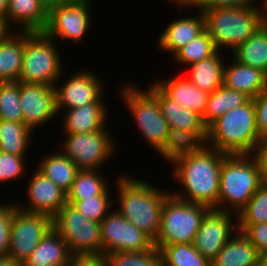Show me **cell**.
Here are the masks:
<instances>
[{
  "instance_id": "8992f818",
  "label": "cell",
  "mask_w": 267,
  "mask_h": 266,
  "mask_svg": "<svg viewBox=\"0 0 267 266\" xmlns=\"http://www.w3.org/2000/svg\"><path fill=\"white\" fill-rule=\"evenodd\" d=\"M56 43L44 32L24 31V54L18 82L54 87L62 80L64 65Z\"/></svg>"
},
{
  "instance_id": "7c38bea8",
  "label": "cell",
  "mask_w": 267,
  "mask_h": 266,
  "mask_svg": "<svg viewBox=\"0 0 267 266\" xmlns=\"http://www.w3.org/2000/svg\"><path fill=\"white\" fill-rule=\"evenodd\" d=\"M53 228V218L46 214L27 213L14 209L8 255L23 264Z\"/></svg>"
},
{
  "instance_id": "83f0119b",
  "label": "cell",
  "mask_w": 267,
  "mask_h": 266,
  "mask_svg": "<svg viewBox=\"0 0 267 266\" xmlns=\"http://www.w3.org/2000/svg\"><path fill=\"white\" fill-rule=\"evenodd\" d=\"M217 51L213 56L190 65L189 75L186 77L201 90L212 93L223 85L224 62Z\"/></svg>"
},
{
  "instance_id": "277c9868",
  "label": "cell",
  "mask_w": 267,
  "mask_h": 266,
  "mask_svg": "<svg viewBox=\"0 0 267 266\" xmlns=\"http://www.w3.org/2000/svg\"><path fill=\"white\" fill-rule=\"evenodd\" d=\"M262 183L260 164L254 154H227L220 171L217 210L237 215Z\"/></svg>"
},
{
  "instance_id": "d6986e66",
  "label": "cell",
  "mask_w": 267,
  "mask_h": 266,
  "mask_svg": "<svg viewBox=\"0 0 267 266\" xmlns=\"http://www.w3.org/2000/svg\"><path fill=\"white\" fill-rule=\"evenodd\" d=\"M107 110L104 101L63 110L65 111L61 120L63 134L90 133L106 128Z\"/></svg>"
},
{
  "instance_id": "ab89813d",
  "label": "cell",
  "mask_w": 267,
  "mask_h": 266,
  "mask_svg": "<svg viewBox=\"0 0 267 266\" xmlns=\"http://www.w3.org/2000/svg\"><path fill=\"white\" fill-rule=\"evenodd\" d=\"M25 157L0 151V183L11 182L22 177L26 169Z\"/></svg>"
},
{
  "instance_id": "1f68e13d",
  "label": "cell",
  "mask_w": 267,
  "mask_h": 266,
  "mask_svg": "<svg viewBox=\"0 0 267 266\" xmlns=\"http://www.w3.org/2000/svg\"><path fill=\"white\" fill-rule=\"evenodd\" d=\"M33 133L23 122L0 119V151L26 156Z\"/></svg>"
},
{
  "instance_id": "ba28073f",
  "label": "cell",
  "mask_w": 267,
  "mask_h": 266,
  "mask_svg": "<svg viewBox=\"0 0 267 266\" xmlns=\"http://www.w3.org/2000/svg\"><path fill=\"white\" fill-rule=\"evenodd\" d=\"M122 86L121 99L131 111L140 134L159 153L164 148L169 126L158 100L148 90L139 89L135 84Z\"/></svg>"
},
{
  "instance_id": "30bf717a",
  "label": "cell",
  "mask_w": 267,
  "mask_h": 266,
  "mask_svg": "<svg viewBox=\"0 0 267 266\" xmlns=\"http://www.w3.org/2000/svg\"><path fill=\"white\" fill-rule=\"evenodd\" d=\"M64 135L66 139H63L60 152L79 170H98L118 151L115 138L107 127L90 133Z\"/></svg>"
},
{
  "instance_id": "ac0fdd59",
  "label": "cell",
  "mask_w": 267,
  "mask_h": 266,
  "mask_svg": "<svg viewBox=\"0 0 267 266\" xmlns=\"http://www.w3.org/2000/svg\"><path fill=\"white\" fill-rule=\"evenodd\" d=\"M172 21L161 32L157 46L164 53H172L173 57L183 46L205 30V19L202 11L198 9L197 16H180Z\"/></svg>"
},
{
  "instance_id": "7dc6e473",
  "label": "cell",
  "mask_w": 267,
  "mask_h": 266,
  "mask_svg": "<svg viewBox=\"0 0 267 266\" xmlns=\"http://www.w3.org/2000/svg\"><path fill=\"white\" fill-rule=\"evenodd\" d=\"M71 0H39L44 9L49 12L52 8L70 2Z\"/></svg>"
},
{
  "instance_id": "603a6c76",
  "label": "cell",
  "mask_w": 267,
  "mask_h": 266,
  "mask_svg": "<svg viewBox=\"0 0 267 266\" xmlns=\"http://www.w3.org/2000/svg\"><path fill=\"white\" fill-rule=\"evenodd\" d=\"M159 102L161 113L169 128L185 131H207L202 116L169 99L154 83L147 89Z\"/></svg>"
},
{
  "instance_id": "f907efd6",
  "label": "cell",
  "mask_w": 267,
  "mask_h": 266,
  "mask_svg": "<svg viewBox=\"0 0 267 266\" xmlns=\"http://www.w3.org/2000/svg\"><path fill=\"white\" fill-rule=\"evenodd\" d=\"M178 6H194L199 0H170Z\"/></svg>"
},
{
  "instance_id": "d6a6232c",
  "label": "cell",
  "mask_w": 267,
  "mask_h": 266,
  "mask_svg": "<svg viewBox=\"0 0 267 266\" xmlns=\"http://www.w3.org/2000/svg\"><path fill=\"white\" fill-rule=\"evenodd\" d=\"M160 251L162 266H212L193 244L155 246Z\"/></svg>"
},
{
  "instance_id": "816d5d0a",
  "label": "cell",
  "mask_w": 267,
  "mask_h": 266,
  "mask_svg": "<svg viewBox=\"0 0 267 266\" xmlns=\"http://www.w3.org/2000/svg\"><path fill=\"white\" fill-rule=\"evenodd\" d=\"M8 5H9V0H0V17L5 18Z\"/></svg>"
},
{
  "instance_id": "b9f144b4",
  "label": "cell",
  "mask_w": 267,
  "mask_h": 266,
  "mask_svg": "<svg viewBox=\"0 0 267 266\" xmlns=\"http://www.w3.org/2000/svg\"><path fill=\"white\" fill-rule=\"evenodd\" d=\"M237 225L238 231L257 248L260 255L267 252V223Z\"/></svg>"
},
{
  "instance_id": "c3c4849f",
  "label": "cell",
  "mask_w": 267,
  "mask_h": 266,
  "mask_svg": "<svg viewBox=\"0 0 267 266\" xmlns=\"http://www.w3.org/2000/svg\"><path fill=\"white\" fill-rule=\"evenodd\" d=\"M0 266H22V264L15 261L10 255L0 256Z\"/></svg>"
},
{
  "instance_id": "4dcf8cb0",
  "label": "cell",
  "mask_w": 267,
  "mask_h": 266,
  "mask_svg": "<svg viewBox=\"0 0 267 266\" xmlns=\"http://www.w3.org/2000/svg\"><path fill=\"white\" fill-rule=\"evenodd\" d=\"M248 99L249 97L244 93L222 85L209 95L207 107L202 116L204 125L208 128L223 114L237 106L243 105Z\"/></svg>"
},
{
  "instance_id": "11a10c76",
  "label": "cell",
  "mask_w": 267,
  "mask_h": 266,
  "mask_svg": "<svg viewBox=\"0 0 267 266\" xmlns=\"http://www.w3.org/2000/svg\"><path fill=\"white\" fill-rule=\"evenodd\" d=\"M257 1H260L261 2V6H264L266 3H267V0H257Z\"/></svg>"
},
{
  "instance_id": "cb8c5ba5",
  "label": "cell",
  "mask_w": 267,
  "mask_h": 266,
  "mask_svg": "<svg viewBox=\"0 0 267 266\" xmlns=\"http://www.w3.org/2000/svg\"><path fill=\"white\" fill-rule=\"evenodd\" d=\"M212 266H260L257 248L238 231L211 261Z\"/></svg>"
},
{
  "instance_id": "836d02e7",
  "label": "cell",
  "mask_w": 267,
  "mask_h": 266,
  "mask_svg": "<svg viewBox=\"0 0 267 266\" xmlns=\"http://www.w3.org/2000/svg\"><path fill=\"white\" fill-rule=\"evenodd\" d=\"M99 170H79L67 192V200H83L101 195L109 186Z\"/></svg>"
},
{
  "instance_id": "8fae6325",
  "label": "cell",
  "mask_w": 267,
  "mask_h": 266,
  "mask_svg": "<svg viewBox=\"0 0 267 266\" xmlns=\"http://www.w3.org/2000/svg\"><path fill=\"white\" fill-rule=\"evenodd\" d=\"M90 0H71L48 12L44 33L54 39L82 42L91 25L92 9ZM91 11V12H90Z\"/></svg>"
},
{
  "instance_id": "74e56055",
  "label": "cell",
  "mask_w": 267,
  "mask_h": 266,
  "mask_svg": "<svg viewBox=\"0 0 267 266\" xmlns=\"http://www.w3.org/2000/svg\"><path fill=\"white\" fill-rule=\"evenodd\" d=\"M0 119L23 122L20 82L0 83Z\"/></svg>"
},
{
  "instance_id": "ffe728a7",
  "label": "cell",
  "mask_w": 267,
  "mask_h": 266,
  "mask_svg": "<svg viewBox=\"0 0 267 266\" xmlns=\"http://www.w3.org/2000/svg\"><path fill=\"white\" fill-rule=\"evenodd\" d=\"M169 78V79H168ZM164 80H157L154 84L171 100L180 106L193 110L203 116L207 107L210 93L201 90L191 83L186 76H173Z\"/></svg>"
},
{
  "instance_id": "7a4b0ae2",
  "label": "cell",
  "mask_w": 267,
  "mask_h": 266,
  "mask_svg": "<svg viewBox=\"0 0 267 266\" xmlns=\"http://www.w3.org/2000/svg\"><path fill=\"white\" fill-rule=\"evenodd\" d=\"M118 177L115 185L120 207L117 211L155 241L160 231L163 204L171 191L160 190L152 183L127 174Z\"/></svg>"
},
{
  "instance_id": "f35d334b",
  "label": "cell",
  "mask_w": 267,
  "mask_h": 266,
  "mask_svg": "<svg viewBox=\"0 0 267 266\" xmlns=\"http://www.w3.org/2000/svg\"><path fill=\"white\" fill-rule=\"evenodd\" d=\"M267 223V184L262 183L247 205L238 212L237 224Z\"/></svg>"
},
{
  "instance_id": "5bb4252c",
  "label": "cell",
  "mask_w": 267,
  "mask_h": 266,
  "mask_svg": "<svg viewBox=\"0 0 267 266\" xmlns=\"http://www.w3.org/2000/svg\"><path fill=\"white\" fill-rule=\"evenodd\" d=\"M233 214L235 213L214 208L207 212L192 243L203 257L212 261L238 232L237 215ZM233 219L236 220V225L233 224Z\"/></svg>"
},
{
  "instance_id": "2e32d148",
  "label": "cell",
  "mask_w": 267,
  "mask_h": 266,
  "mask_svg": "<svg viewBox=\"0 0 267 266\" xmlns=\"http://www.w3.org/2000/svg\"><path fill=\"white\" fill-rule=\"evenodd\" d=\"M20 104L23 123L34 131L58 115L52 86L20 82Z\"/></svg>"
},
{
  "instance_id": "9c48e42d",
  "label": "cell",
  "mask_w": 267,
  "mask_h": 266,
  "mask_svg": "<svg viewBox=\"0 0 267 266\" xmlns=\"http://www.w3.org/2000/svg\"><path fill=\"white\" fill-rule=\"evenodd\" d=\"M53 229L66 241L71 255H102L101 225L66 203L53 217Z\"/></svg>"
},
{
  "instance_id": "8d00e7d4",
  "label": "cell",
  "mask_w": 267,
  "mask_h": 266,
  "mask_svg": "<svg viewBox=\"0 0 267 266\" xmlns=\"http://www.w3.org/2000/svg\"><path fill=\"white\" fill-rule=\"evenodd\" d=\"M110 190L107 188L101 195L83 200H67L68 204L74 206L86 219L100 223L111 211L115 199L110 197Z\"/></svg>"
},
{
  "instance_id": "4316f807",
  "label": "cell",
  "mask_w": 267,
  "mask_h": 266,
  "mask_svg": "<svg viewBox=\"0 0 267 266\" xmlns=\"http://www.w3.org/2000/svg\"><path fill=\"white\" fill-rule=\"evenodd\" d=\"M207 140V131H185L169 128L164 148L158 153L170 164L177 158L200 151Z\"/></svg>"
},
{
  "instance_id": "f6af8a7d",
  "label": "cell",
  "mask_w": 267,
  "mask_h": 266,
  "mask_svg": "<svg viewBox=\"0 0 267 266\" xmlns=\"http://www.w3.org/2000/svg\"><path fill=\"white\" fill-rule=\"evenodd\" d=\"M65 266H106L102 255H72Z\"/></svg>"
},
{
  "instance_id": "f546056e",
  "label": "cell",
  "mask_w": 267,
  "mask_h": 266,
  "mask_svg": "<svg viewBox=\"0 0 267 266\" xmlns=\"http://www.w3.org/2000/svg\"><path fill=\"white\" fill-rule=\"evenodd\" d=\"M36 169L66 193L71 189L79 168L61 152L44 156Z\"/></svg>"
},
{
  "instance_id": "44dd1931",
  "label": "cell",
  "mask_w": 267,
  "mask_h": 266,
  "mask_svg": "<svg viewBox=\"0 0 267 266\" xmlns=\"http://www.w3.org/2000/svg\"><path fill=\"white\" fill-rule=\"evenodd\" d=\"M223 85L253 99L267 88V75L259 69L233 60L231 64L226 63L224 66Z\"/></svg>"
},
{
  "instance_id": "7bdbcfd3",
  "label": "cell",
  "mask_w": 267,
  "mask_h": 266,
  "mask_svg": "<svg viewBox=\"0 0 267 266\" xmlns=\"http://www.w3.org/2000/svg\"><path fill=\"white\" fill-rule=\"evenodd\" d=\"M252 100L255 106V120L258 135L263 140L267 136V88Z\"/></svg>"
},
{
  "instance_id": "5b68a950",
  "label": "cell",
  "mask_w": 267,
  "mask_h": 266,
  "mask_svg": "<svg viewBox=\"0 0 267 266\" xmlns=\"http://www.w3.org/2000/svg\"><path fill=\"white\" fill-rule=\"evenodd\" d=\"M222 7L202 10L205 30L209 33L218 51L229 48L232 52L247 41L267 19L263 6Z\"/></svg>"
},
{
  "instance_id": "484cf974",
  "label": "cell",
  "mask_w": 267,
  "mask_h": 266,
  "mask_svg": "<svg viewBox=\"0 0 267 266\" xmlns=\"http://www.w3.org/2000/svg\"><path fill=\"white\" fill-rule=\"evenodd\" d=\"M23 54L24 31L10 32L0 41V83L19 81Z\"/></svg>"
},
{
  "instance_id": "bcb514c9",
  "label": "cell",
  "mask_w": 267,
  "mask_h": 266,
  "mask_svg": "<svg viewBox=\"0 0 267 266\" xmlns=\"http://www.w3.org/2000/svg\"><path fill=\"white\" fill-rule=\"evenodd\" d=\"M260 164L262 182L267 184V144H259L254 154Z\"/></svg>"
},
{
  "instance_id": "7402d4cb",
  "label": "cell",
  "mask_w": 267,
  "mask_h": 266,
  "mask_svg": "<svg viewBox=\"0 0 267 266\" xmlns=\"http://www.w3.org/2000/svg\"><path fill=\"white\" fill-rule=\"evenodd\" d=\"M5 20L9 28L13 22L18 24V31L43 32L48 12L39 0H9Z\"/></svg>"
},
{
  "instance_id": "3957f363",
  "label": "cell",
  "mask_w": 267,
  "mask_h": 266,
  "mask_svg": "<svg viewBox=\"0 0 267 266\" xmlns=\"http://www.w3.org/2000/svg\"><path fill=\"white\" fill-rule=\"evenodd\" d=\"M258 135L252 99L226 112L207 128L206 145L228 155L255 154Z\"/></svg>"
},
{
  "instance_id": "ee69618b",
  "label": "cell",
  "mask_w": 267,
  "mask_h": 266,
  "mask_svg": "<svg viewBox=\"0 0 267 266\" xmlns=\"http://www.w3.org/2000/svg\"><path fill=\"white\" fill-rule=\"evenodd\" d=\"M257 0H199L194 6H179L181 9H210V8H222V7H237V8H247V7H258L256 4ZM255 3V4H254Z\"/></svg>"
},
{
  "instance_id": "e0dca14e",
  "label": "cell",
  "mask_w": 267,
  "mask_h": 266,
  "mask_svg": "<svg viewBox=\"0 0 267 266\" xmlns=\"http://www.w3.org/2000/svg\"><path fill=\"white\" fill-rule=\"evenodd\" d=\"M32 174L26 190L29 205L22 206L17 202L16 207L23 212L46 214L53 218L67 203V193L37 169Z\"/></svg>"
},
{
  "instance_id": "60d3db41",
  "label": "cell",
  "mask_w": 267,
  "mask_h": 266,
  "mask_svg": "<svg viewBox=\"0 0 267 266\" xmlns=\"http://www.w3.org/2000/svg\"><path fill=\"white\" fill-rule=\"evenodd\" d=\"M4 204L0 202V256L8 254L11 223L16 208V203L8 202Z\"/></svg>"
},
{
  "instance_id": "db71d44e",
  "label": "cell",
  "mask_w": 267,
  "mask_h": 266,
  "mask_svg": "<svg viewBox=\"0 0 267 266\" xmlns=\"http://www.w3.org/2000/svg\"><path fill=\"white\" fill-rule=\"evenodd\" d=\"M263 8H264L265 17L267 19V3L263 6Z\"/></svg>"
},
{
  "instance_id": "9a60e30c",
  "label": "cell",
  "mask_w": 267,
  "mask_h": 266,
  "mask_svg": "<svg viewBox=\"0 0 267 266\" xmlns=\"http://www.w3.org/2000/svg\"><path fill=\"white\" fill-rule=\"evenodd\" d=\"M91 72L86 69L85 71L79 70L73 76H70L67 81L64 80V82L55 84L58 114L63 109L81 107L95 101H104L102 98V94H104L103 83L96 74Z\"/></svg>"
},
{
  "instance_id": "f5cc1de1",
  "label": "cell",
  "mask_w": 267,
  "mask_h": 266,
  "mask_svg": "<svg viewBox=\"0 0 267 266\" xmlns=\"http://www.w3.org/2000/svg\"><path fill=\"white\" fill-rule=\"evenodd\" d=\"M261 266H267V252L261 255Z\"/></svg>"
},
{
  "instance_id": "4fadbf2b",
  "label": "cell",
  "mask_w": 267,
  "mask_h": 266,
  "mask_svg": "<svg viewBox=\"0 0 267 266\" xmlns=\"http://www.w3.org/2000/svg\"><path fill=\"white\" fill-rule=\"evenodd\" d=\"M112 210L101 222L102 256L116 251H145L154 246V241L133 223Z\"/></svg>"
},
{
  "instance_id": "52a82bcc",
  "label": "cell",
  "mask_w": 267,
  "mask_h": 266,
  "mask_svg": "<svg viewBox=\"0 0 267 266\" xmlns=\"http://www.w3.org/2000/svg\"><path fill=\"white\" fill-rule=\"evenodd\" d=\"M210 209L209 206L183 201L170 194L163 204L160 231L154 245L192 244Z\"/></svg>"
},
{
  "instance_id": "9f6ffc18",
  "label": "cell",
  "mask_w": 267,
  "mask_h": 266,
  "mask_svg": "<svg viewBox=\"0 0 267 266\" xmlns=\"http://www.w3.org/2000/svg\"><path fill=\"white\" fill-rule=\"evenodd\" d=\"M261 144H267V136L262 140Z\"/></svg>"
},
{
  "instance_id": "f1b7e54d",
  "label": "cell",
  "mask_w": 267,
  "mask_h": 266,
  "mask_svg": "<svg viewBox=\"0 0 267 266\" xmlns=\"http://www.w3.org/2000/svg\"><path fill=\"white\" fill-rule=\"evenodd\" d=\"M238 63L263 71L267 75V21L232 55Z\"/></svg>"
},
{
  "instance_id": "e575fe53",
  "label": "cell",
  "mask_w": 267,
  "mask_h": 266,
  "mask_svg": "<svg viewBox=\"0 0 267 266\" xmlns=\"http://www.w3.org/2000/svg\"><path fill=\"white\" fill-rule=\"evenodd\" d=\"M218 50L216 49L209 33L204 30L196 38L183 46L173 57L176 63L180 65H192L203 59L213 56Z\"/></svg>"
},
{
  "instance_id": "681fc988",
  "label": "cell",
  "mask_w": 267,
  "mask_h": 266,
  "mask_svg": "<svg viewBox=\"0 0 267 266\" xmlns=\"http://www.w3.org/2000/svg\"><path fill=\"white\" fill-rule=\"evenodd\" d=\"M12 31L13 30L8 27L5 18L0 17V41H2Z\"/></svg>"
},
{
  "instance_id": "d4e9b609",
  "label": "cell",
  "mask_w": 267,
  "mask_h": 266,
  "mask_svg": "<svg viewBox=\"0 0 267 266\" xmlns=\"http://www.w3.org/2000/svg\"><path fill=\"white\" fill-rule=\"evenodd\" d=\"M71 256L66 241L52 228L22 266H65Z\"/></svg>"
},
{
  "instance_id": "6da1fadb",
  "label": "cell",
  "mask_w": 267,
  "mask_h": 266,
  "mask_svg": "<svg viewBox=\"0 0 267 266\" xmlns=\"http://www.w3.org/2000/svg\"><path fill=\"white\" fill-rule=\"evenodd\" d=\"M226 155L205 145L198 152L175 159L171 176L184 190L181 188L182 192L175 190L171 194L183 201L217 209L220 171Z\"/></svg>"
},
{
  "instance_id": "d590c367",
  "label": "cell",
  "mask_w": 267,
  "mask_h": 266,
  "mask_svg": "<svg viewBox=\"0 0 267 266\" xmlns=\"http://www.w3.org/2000/svg\"><path fill=\"white\" fill-rule=\"evenodd\" d=\"M106 266H162L160 251L155 247L145 251H116L104 255Z\"/></svg>"
}]
</instances>
